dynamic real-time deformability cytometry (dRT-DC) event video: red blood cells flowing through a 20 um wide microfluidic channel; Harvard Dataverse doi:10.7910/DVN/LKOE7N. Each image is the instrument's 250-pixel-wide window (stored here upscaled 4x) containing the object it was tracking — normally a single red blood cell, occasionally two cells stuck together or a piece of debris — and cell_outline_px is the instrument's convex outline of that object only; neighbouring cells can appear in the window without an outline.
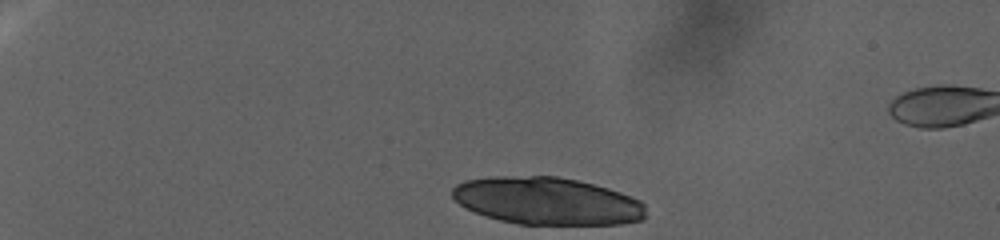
{"species": "human", "species_latin": "Homo sapiens", "temperature_condition": "warm", "stored_images_in_passage": 13, "camera_frame_rate_fps": 3000, "um_per_image_px": 0.085, "donor": {"sex": "female"}, "frame": {"image": 1, "passage_image": 1, "time_ms": 0.0, "image_size_px": [1000, 240], "cell_outline_px": [[648, 216], [644, 220], [620, 224], [516, 224], [484, 216], [464, 208], [452, 196], [452, 188], [456, 184], [464, 180], [496, 176], [556, 176], [576, 180], [608, 188], [620, 192], [640, 200], [644, 204]], "centroid_in_image_um": [46.51, 17.09], "position_along_channel_um": 38.5, "area_um2": 53.81}}
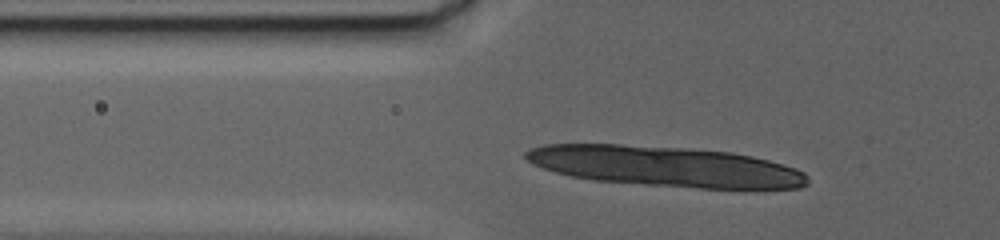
{"frame": {"image": 2, "passage_image": 10, "time_ms": 7.667, "image_size_px": [1000, 240], "cell_outline_px": [[808, 184], [800, 188], [700, 188], [644, 184], [592, 180], [572, 176], [556, 172], [532, 164], [524, 156], [524, 152], [532, 148], [544, 144], [620, 144], [680, 148], [732, 152], [752, 156], [768, 160], [796, 168], [804, 172], [808, 176]], "centroid_in_image_um": [56.56, 14.14], "position_along_channel_um": 69.2, "area_um2": 65.83}}